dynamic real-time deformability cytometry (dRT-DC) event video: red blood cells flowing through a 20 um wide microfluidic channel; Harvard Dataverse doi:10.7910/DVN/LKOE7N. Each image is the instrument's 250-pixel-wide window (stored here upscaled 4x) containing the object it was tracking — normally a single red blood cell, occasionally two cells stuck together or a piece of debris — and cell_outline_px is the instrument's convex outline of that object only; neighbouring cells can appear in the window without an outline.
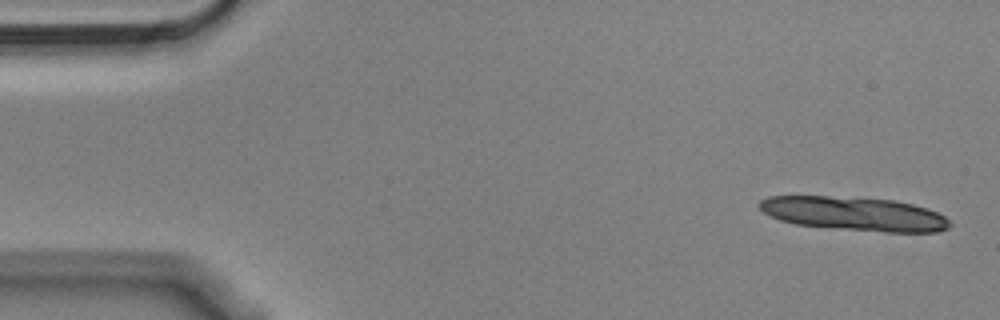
{"species": "Egyptian fruit bat (a non-hibernating species)", "species_latin": "Rousettus aegyptiacus", "temperature_condition": "cold", "stored_images_in_passage": 13, "camera_frame_rate_fps": 3000, "um_per_image_px": 0.085, "animal": {"sex": "male"}, "frame": {"image": 1, "passage_image": 2, "time_ms": 0.333, "image_size_px": [1000, 320], "cell_outline_px": [[952, 224], [948, 228], [936, 232], [888, 232], [796, 224], [780, 220], [764, 212], [756, 204], [760, 200], [768, 196], [828, 196], [896, 200], [928, 208], [944, 216]], "centroid_in_image_um": [72.62, 18.16], "position_along_channel_um": 12.4, "area_um2": 37.22}}